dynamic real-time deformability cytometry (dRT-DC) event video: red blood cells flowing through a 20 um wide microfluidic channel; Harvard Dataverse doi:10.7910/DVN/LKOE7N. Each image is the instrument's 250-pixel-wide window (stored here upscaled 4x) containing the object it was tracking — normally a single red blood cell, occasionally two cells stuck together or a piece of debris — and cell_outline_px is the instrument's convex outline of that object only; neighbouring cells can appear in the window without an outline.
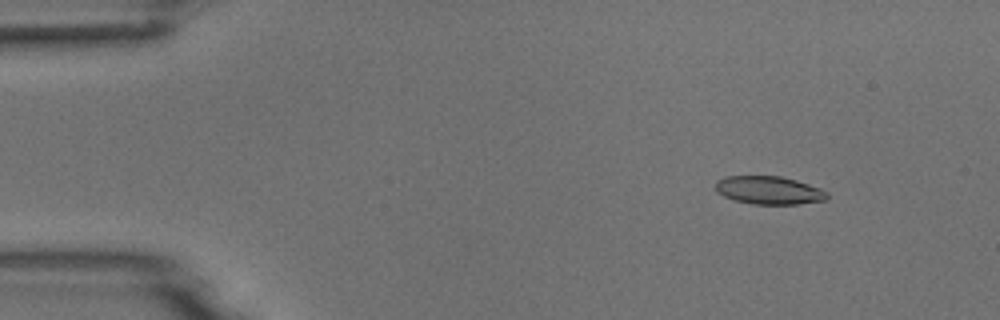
{"species": "common noctule bat (a hibernating species)", "species_latin": "Nyctalus noctula", "temperature_condition": "room temperature", "stored_images_in_passage": 6, "camera_frame_rate_fps": 3000, "um_per_image_px": 0.085, "animal": {"sex": "male", "body_mass_g": 18.8}, "frame": {"image": 1, "passage_image": 2, "time_ms": 1.333, "image_size_px": [1000, 320], "cell_outline_px": [[828, 200], [796, 204], [752, 204], [736, 200], [724, 196], [716, 192], [716, 180], [724, 176], [780, 176], [796, 180], [820, 188], [828, 192]], "centroid_in_image_um": [65.37, 16.17], "position_along_channel_um": 19.6, "area_um2": 18.32}}
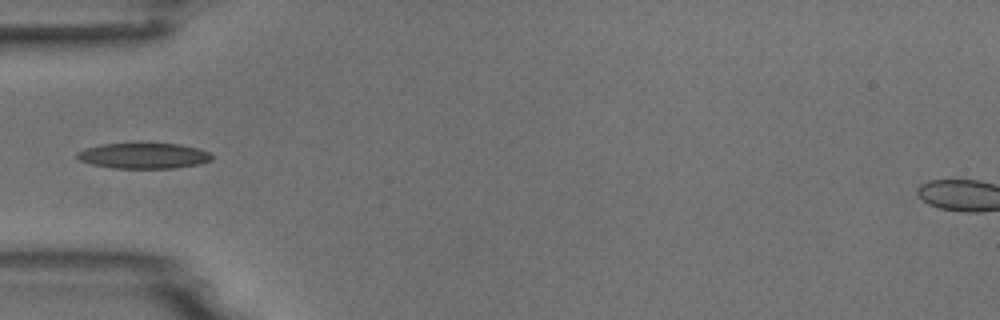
{"frame": {"image": 2, "passage_image": 5, "time_ms": 5.0, "image_size_px": [1000, 320], "cell_outline_px": [[212, 160], [200, 164], [176, 168], [112, 168], [92, 164], [80, 160], [76, 156], [76, 152], [100, 144], [180, 144], [196, 148], [208, 152], [212, 156]], "centroid_in_image_um": [12.22, 13.25], "position_along_channel_um": 72.8, "area_um2": 19.88}}